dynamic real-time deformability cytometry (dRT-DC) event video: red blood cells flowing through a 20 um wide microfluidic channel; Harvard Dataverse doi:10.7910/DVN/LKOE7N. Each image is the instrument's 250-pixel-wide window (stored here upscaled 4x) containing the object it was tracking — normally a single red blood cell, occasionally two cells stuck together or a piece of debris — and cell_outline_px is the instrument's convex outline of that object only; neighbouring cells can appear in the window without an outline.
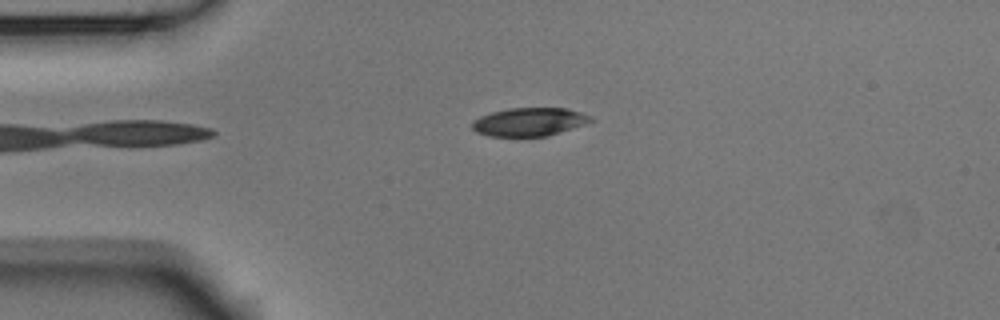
{"species": "Egyptian fruit bat (a non-hibernating species)", "species_latin": "Rousettus aegyptiacus", "temperature_condition": "room temperature", "stored_images_in_passage": 4, "camera_frame_rate_fps": 3000, "um_per_image_px": 0.085, "animal": {"sex": "male"}, "frame": {"image": 1, "passage_image": 4, "time_ms": 1.0, "image_size_px": [1000, 320], "cell_outline_px": [[592, 120], [584, 124], [548, 136], [488, 136], [476, 132], [472, 128], [472, 124], [480, 116], [492, 112], [508, 108], [568, 108], [592, 116]], "centroid_in_image_um": [44.99, 10.35], "position_along_channel_um": 40.0, "area_um2": 19.42}}